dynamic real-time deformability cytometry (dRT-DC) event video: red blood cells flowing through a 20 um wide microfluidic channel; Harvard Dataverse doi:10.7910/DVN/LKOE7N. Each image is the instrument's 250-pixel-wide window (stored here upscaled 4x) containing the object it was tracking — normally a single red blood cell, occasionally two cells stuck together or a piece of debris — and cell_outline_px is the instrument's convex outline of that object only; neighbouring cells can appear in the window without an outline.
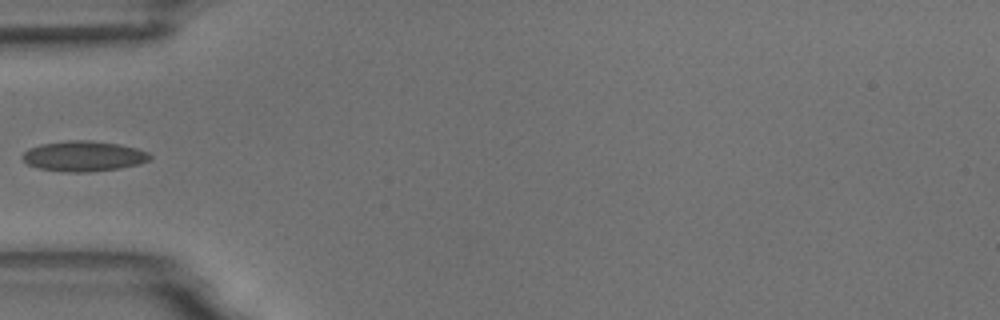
{"species": "common noctule bat (a hibernating species)", "species_latin": "Nyctalus noctula", "temperature_condition": "room temperature", "stored_images_in_passage": 7, "camera_frame_rate_fps": 3000, "um_per_image_px": 0.085, "animal": {"sex": "male", "body_mass_g": 18.8}, "frame": {"image": 1, "passage_image": 6, "time_ms": 6.667, "image_size_px": [1000, 320], "cell_outline_px": [[152, 156], [148, 160], [140, 164], [120, 168], [88, 172], [64, 172], [40, 168], [28, 164], [20, 156], [28, 148], [40, 144], [68, 140], [92, 140], [120, 144], [136, 148], [148, 152]], "centroid_in_image_um": [7.11, 13.26], "position_along_channel_um": 77.9, "area_um2": 22.66}}